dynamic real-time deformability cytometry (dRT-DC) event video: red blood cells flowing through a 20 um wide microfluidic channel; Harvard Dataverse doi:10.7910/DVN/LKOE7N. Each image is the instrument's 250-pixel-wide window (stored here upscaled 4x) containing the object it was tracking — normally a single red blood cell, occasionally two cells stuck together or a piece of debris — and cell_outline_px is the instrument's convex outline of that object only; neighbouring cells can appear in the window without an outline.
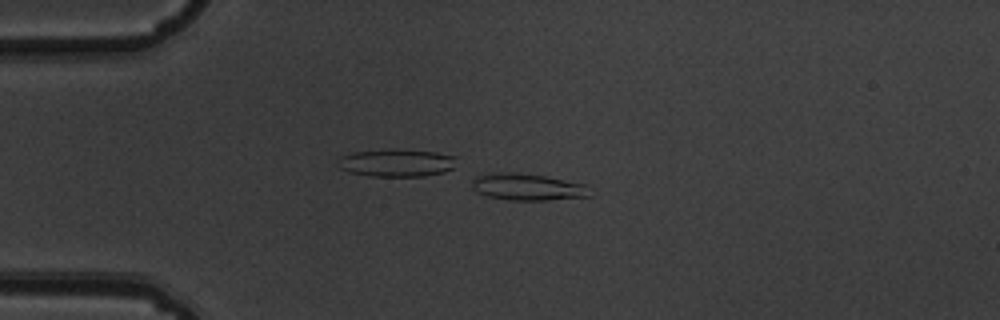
{"species": "common noctule bat (a hibernating species)", "species_latin": "Nyctalus noctula", "temperature_condition": "warm", "stored_images_in_passage": 4, "camera_frame_rate_fps": 3000, "um_per_image_px": 0.085, "animal": {"sex": "male", "body_mass_g": 19.5, "forearm_length_mm": 54.6}, "frame": {"image": 1, "passage_image": 3, "time_ms": 0.667, "image_size_px": [1000, 320], "cell_outline_px": [[592, 196], [548, 200], [512, 200], [488, 196], [476, 192], [472, 188], [472, 180], [476, 176], [492, 172], [516, 172], [544, 176], [588, 184]], "centroid_in_image_um": [44.86, 15.88], "position_along_channel_um": 40.1, "area_um2": 18.61}}